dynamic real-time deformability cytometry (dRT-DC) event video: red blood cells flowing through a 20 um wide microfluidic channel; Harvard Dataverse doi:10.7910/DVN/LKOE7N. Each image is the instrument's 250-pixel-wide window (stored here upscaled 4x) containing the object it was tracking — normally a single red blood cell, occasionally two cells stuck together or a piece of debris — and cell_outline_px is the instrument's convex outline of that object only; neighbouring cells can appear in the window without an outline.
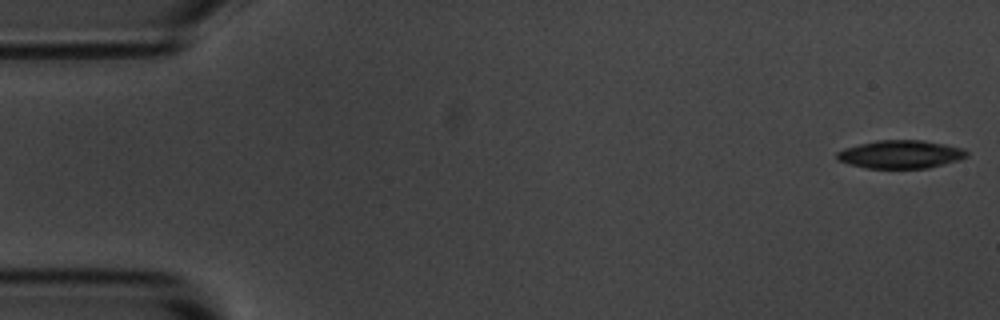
{"species": "common noctule bat (a hibernating species)", "species_latin": "Nyctalus noctula", "temperature_condition": "room temperature", "stored_images_in_passage": 5, "camera_frame_rate_fps": 3000, "um_per_image_px": 0.085, "animal": {"sex": "male", "body_mass_g": 20.1, "forearm_length_mm": 53.5}, "frame": {"image": 1, "passage_image": 1, "time_ms": 0.0, "image_size_px": [1000, 320], "cell_outline_px": [[968, 156], [944, 164], [928, 168], [864, 168], [848, 164], [836, 160], [836, 152], [844, 148], [876, 140], [924, 140], [964, 148], [968, 152]], "centroid_in_image_um": [76.52, 13.12], "position_along_channel_um": 8.5, "area_um2": 21.39}}
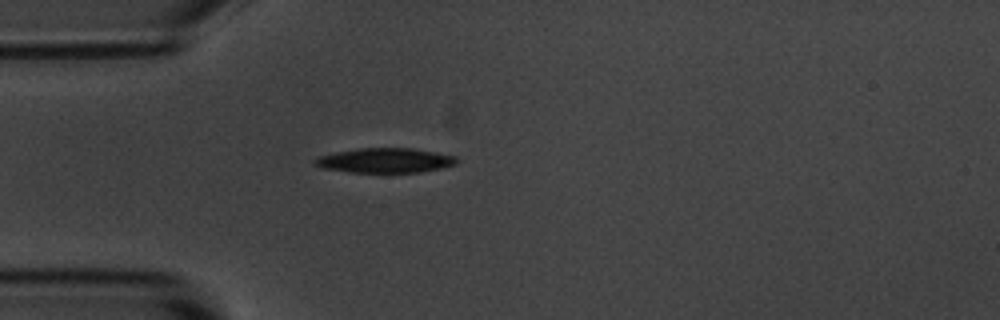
{"frame": {"image": 2, "passage_image": 5, "time_ms": 4.667, "image_size_px": [1000, 320], "cell_outline_px": [[460, 160], [456, 164], [440, 168], [420, 172], [348, 172], [320, 168], [312, 164], [312, 160], [316, 156], [336, 152], [360, 148], [412, 148], [436, 152], [456, 156]], "centroid_in_image_um": [32.68, 13.63], "position_along_channel_um": 52.3, "area_um2": 20.63}}